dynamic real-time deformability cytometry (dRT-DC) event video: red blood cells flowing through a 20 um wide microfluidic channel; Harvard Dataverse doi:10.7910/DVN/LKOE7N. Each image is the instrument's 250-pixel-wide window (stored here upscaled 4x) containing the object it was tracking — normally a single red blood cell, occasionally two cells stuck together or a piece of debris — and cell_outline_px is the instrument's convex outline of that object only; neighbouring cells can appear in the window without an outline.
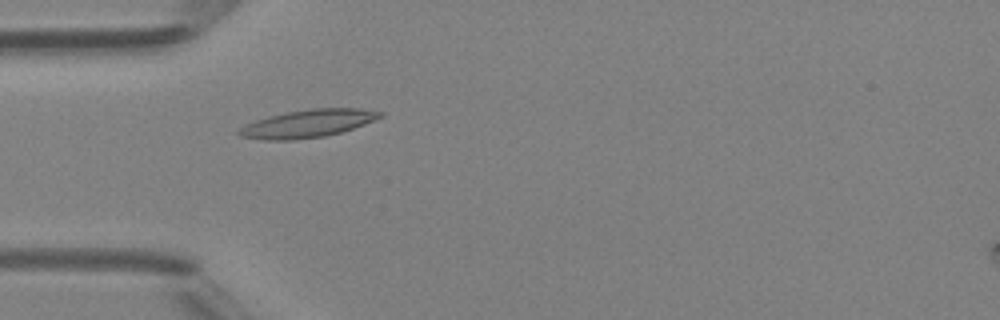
{"species": "Egyptian fruit bat (a non-hibernating species)", "species_latin": "Rousettus aegyptiacus", "temperature_condition": "room temperature", "stored_images_in_passage": 5, "camera_frame_rate_fps": 3000, "um_per_image_px": 0.085, "animal": {"sex": "female"}, "frame": {"image": 1, "passage_image": 5, "time_ms": 4.667, "image_size_px": [1000, 320], "cell_outline_px": [[384, 116], [364, 124], [340, 132], [324, 136], [292, 140], [264, 140], [240, 136], [236, 132], [240, 128], [256, 120], [268, 116], [288, 112], [312, 108], [360, 108], [384, 112]], "centroid_in_image_um": [26.18, 10.5], "position_along_channel_um": 58.8, "area_um2": 22.66}}